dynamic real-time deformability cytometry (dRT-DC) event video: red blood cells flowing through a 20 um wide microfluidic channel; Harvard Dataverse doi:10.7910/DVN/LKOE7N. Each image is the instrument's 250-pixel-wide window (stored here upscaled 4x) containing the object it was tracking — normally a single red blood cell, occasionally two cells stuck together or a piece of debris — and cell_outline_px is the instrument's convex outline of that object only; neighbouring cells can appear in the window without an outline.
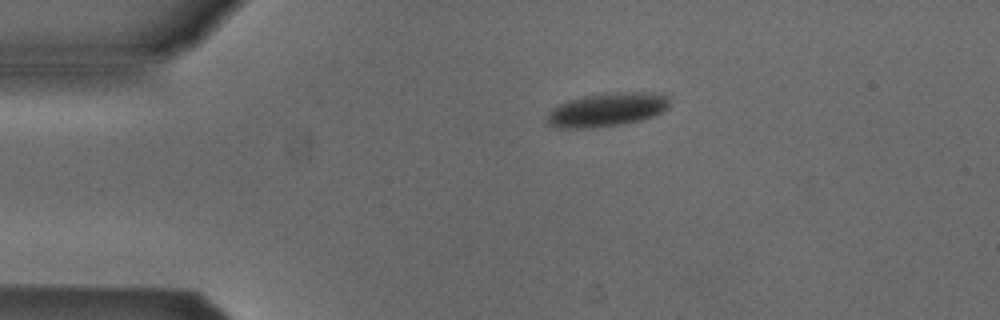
{"species": "Egyptian fruit bat (a non-hibernating species)", "species_latin": "Rousettus aegyptiacus", "temperature_condition": "cold", "stored_images_in_passage": 3, "camera_frame_rate_fps": 3000, "um_per_image_px": 0.085, "animal": {"sex": "male"}, "frame": {"image": 1, "passage_image": 1, "time_ms": 0.0, "image_size_px": [1000, 320], "cell_outline_px": [[668, 108], [664, 112], [640, 120], [620, 124], [596, 128], [556, 128], [544, 124], [544, 120], [548, 112], [556, 104], [568, 100], [584, 96], [608, 92], [660, 92], [668, 96]], "centroid_in_image_um": [51.53, 9.32], "position_along_channel_um": 33.5, "area_um2": 24.62}}